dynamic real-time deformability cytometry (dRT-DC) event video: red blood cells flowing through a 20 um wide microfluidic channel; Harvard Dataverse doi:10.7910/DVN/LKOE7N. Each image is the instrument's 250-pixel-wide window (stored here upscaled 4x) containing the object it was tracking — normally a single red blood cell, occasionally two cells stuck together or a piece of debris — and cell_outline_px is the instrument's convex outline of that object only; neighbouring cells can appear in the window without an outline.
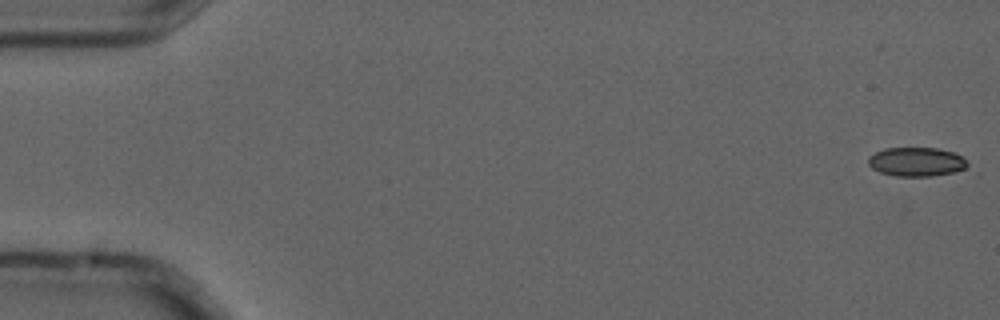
{"species": "common noctule bat (a hibernating species)", "species_latin": "Nyctalus noctula", "temperature_condition": "cold", "stored_images_in_passage": 9, "camera_frame_rate_fps": 3000, "um_per_image_px": 0.085, "animal": {"sex": "male", "forearm_length_mm": 52.5}, "frame": {"image": 1, "passage_image": 1, "time_ms": 0.0, "image_size_px": [1000, 320], "cell_outline_px": [[980, 176], [896, 176], [880, 172], [872, 168], [868, 164], [868, 156], [884, 148], [936, 148], [956, 152], [964, 156], [980, 172]], "centroid_in_image_um": [78.33, 13.83], "position_along_channel_um": 6.7, "area_um2": 18.84}}
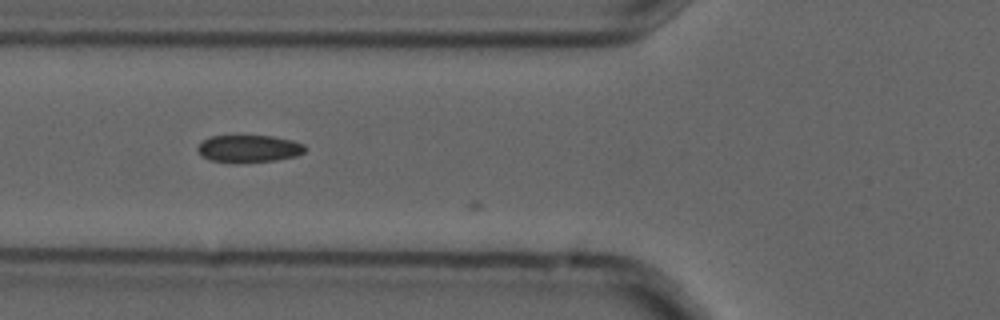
{"frame": {"image": 2, "passage_image": 7, "time_ms": 2.0, "image_size_px": [1000, 320], "cell_outline_px": [[308, 148], [304, 152], [296, 156], [276, 160], [232, 164], [212, 160], [200, 156], [196, 148], [204, 140], [212, 136], [272, 136], [292, 140], [304, 144]], "centroid_in_image_um": [21.16, 12.65], "position_along_channel_um": 104.6, "area_um2": 17.34}}
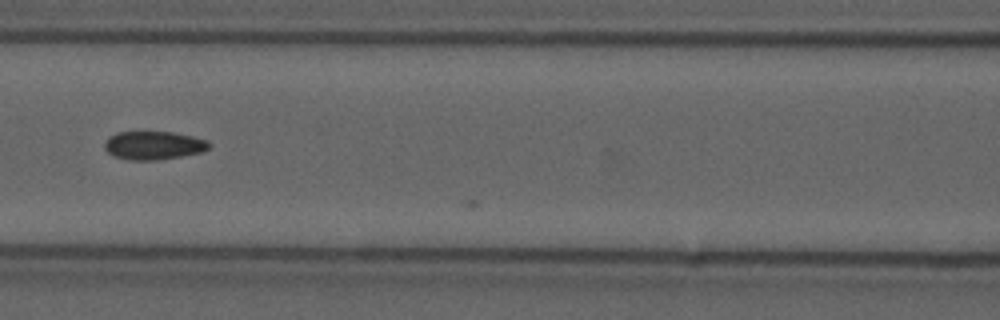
{"frame": {"image": 3, "passage_image": 8, "time_ms": 2.333, "image_size_px": [1000, 320], "cell_outline_px": [[212, 144], [208, 148], [200, 152], [180, 156], [156, 160], [132, 160], [112, 156], [104, 148], [104, 144], [108, 136], [116, 132], [172, 132], [192, 136], [208, 140]], "centroid_in_image_um": [13.03, 12.35], "position_along_channel_um": 153.6, "area_um2": 17.28}}